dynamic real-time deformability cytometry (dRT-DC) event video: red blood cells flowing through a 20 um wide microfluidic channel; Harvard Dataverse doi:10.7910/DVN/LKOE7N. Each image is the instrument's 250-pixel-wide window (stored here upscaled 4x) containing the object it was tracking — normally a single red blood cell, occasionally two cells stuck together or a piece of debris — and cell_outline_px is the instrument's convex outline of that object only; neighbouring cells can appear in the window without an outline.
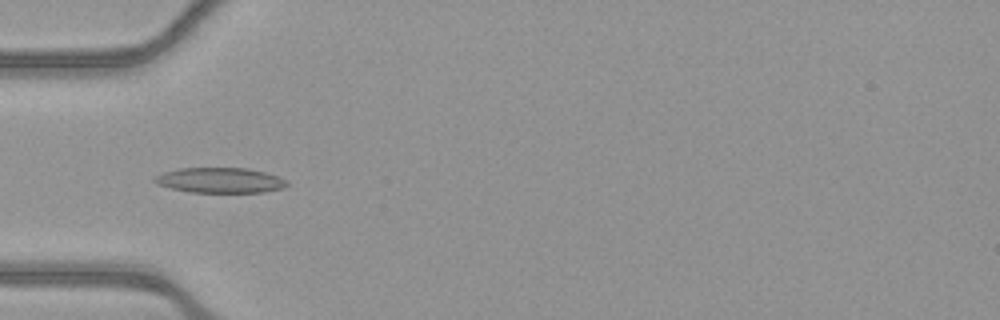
{"species": "common noctule bat (a hibernating species)", "species_latin": "Nyctalus noctula", "temperature_condition": "warm", "stored_images_in_passage": 52, "camera_frame_rate_fps": 3000, "um_per_image_px": 0.085, "animal": {"sex": "female", "body_mass_g": 21.9}, "frame": {"image": 1, "passage_image": 16, "time_ms": 5.0, "image_size_px": [1000, 320], "cell_outline_px": [[288, 184], [280, 188], [264, 192], [188, 192], [156, 184], [152, 180], [152, 176], [176, 168], [248, 168], [264, 172], [276, 176], [284, 180]], "centroid_in_image_um": [18.6, 15.31], "position_along_channel_um": 66.4, "area_um2": 19.36}}
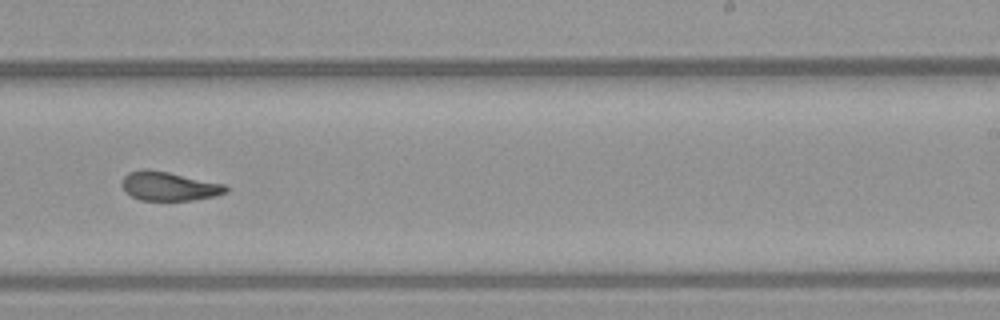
{"frame": {"image": 2, "passage_image": 32, "time_ms": 10.333, "image_size_px": [1000, 320], "cell_outline_px": [[228, 192], [216, 196], [192, 200], [140, 200], [132, 196], [120, 184], [124, 176], [128, 172], [144, 168], [148, 168], [168, 172], [224, 184], [228, 188]], "centroid_in_image_um": [14.36, 15.82], "position_along_channel_um": 274.6, "area_um2": 17.51}}
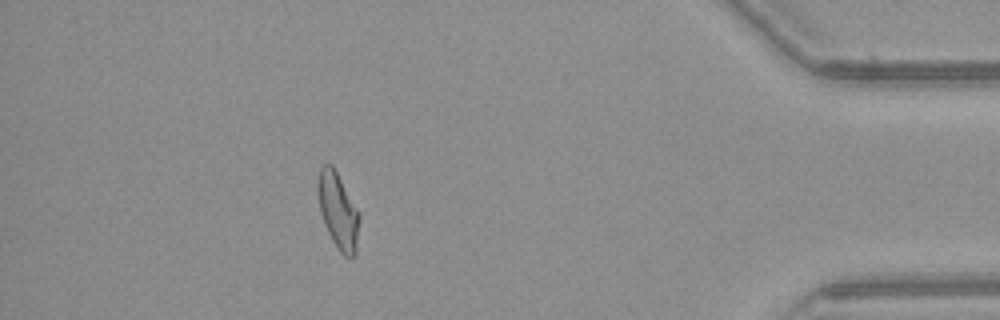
{"frame": {"image": 3, "passage_image": 46, "time_ms": 15.0, "image_size_px": [1000, 320], "cell_outline_px": [[360, 216], [356, 256], [352, 260], [348, 260], [340, 252], [332, 240], [324, 224], [320, 212], [316, 188], [316, 184], [320, 168], [324, 164], [332, 164], [360, 212]], "centroid_in_image_um": [28.75, 17.96], "position_along_channel_um": 406.5, "area_um2": 18.9}, "authors_computed_cell_mechanics": {"area_um2": 18.1781, "velocity_mm_per_s": 3.8999, "shape_relaxation_time_tau1_ms": 5.9259, "shape_relaxation_time_tau2_ms": 1.5384, "deformation_change_tau1": 0.1838, "deformation_change_tau2": 0.0838}}